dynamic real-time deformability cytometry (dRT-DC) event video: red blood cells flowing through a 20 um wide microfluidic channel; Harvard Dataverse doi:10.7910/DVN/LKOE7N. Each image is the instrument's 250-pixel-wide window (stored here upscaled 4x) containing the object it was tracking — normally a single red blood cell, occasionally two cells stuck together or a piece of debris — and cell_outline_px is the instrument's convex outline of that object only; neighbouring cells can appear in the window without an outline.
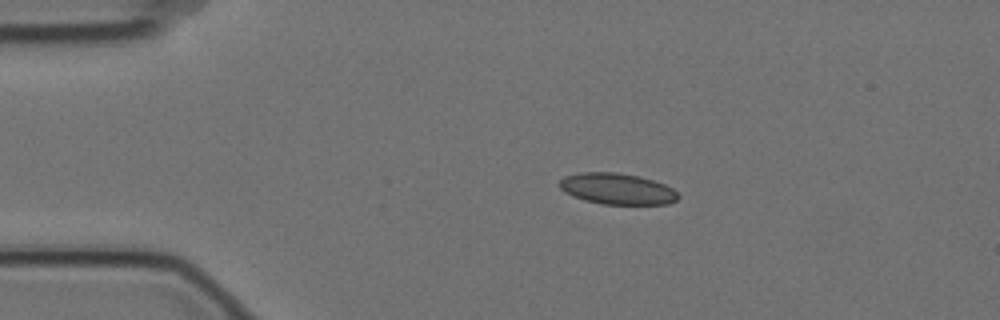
{"species": "Egyptian fruit bat (a non-hibernating species)", "species_latin": "Rousettus aegyptiacus", "temperature_condition": "cold", "stored_images_in_passage": 47, "camera_frame_rate_fps": 3000, "um_per_image_px": 0.085, "animal": {"sex": "female"}, "frame": {"image": 1, "passage_image": 1, "time_ms": 0.0, "image_size_px": [1000, 320], "cell_outline_px": [[680, 196], [676, 200], [668, 204], [604, 204], [584, 200], [572, 196], [564, 192], [560, 188], [560, 180], [564, 176], [580, 172], [616, 172], [640, 176], [664, 184], [672, 188]], "centroid_in_image_um": [52.44, 16.04], "position_along_channel_um": 32.6, "area_um2": 21.56}}
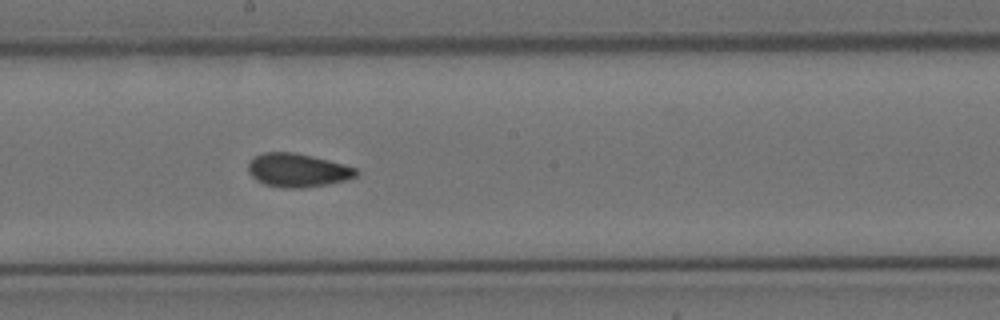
{"frame": {"image": 2, "passage_image": 21, "time_ms": 6.667, "image_size_px": [1000, 320], "cell_outline_px": [[360, 172], [356, 176], [348, 180], [328, 184], [300, 188], [284, 188], [264, 184], [256, 180], [248, 172], [248, 160], [264, 152], [296, 152], [344, 164], [356, 168]], "centroid_in_image_um": [25.3, 14.47], "position_along_channel_um": 222.9, "area_um2": 21.27}}
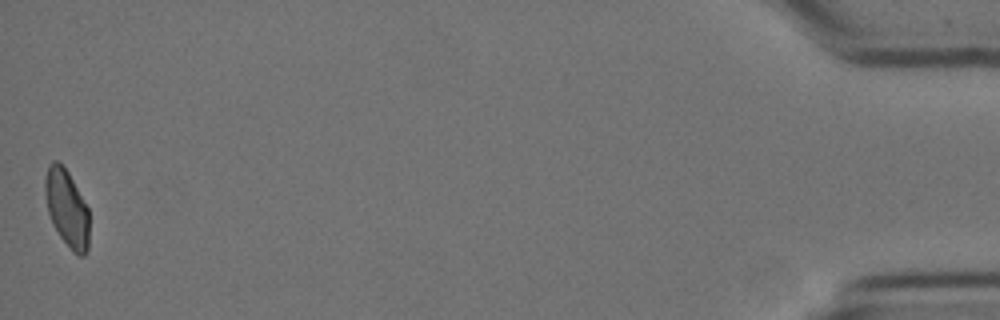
{"frame": {"image": 3, "passage_image": 47, "time_ms": 15.333, "image_size_px": [1000, 320], "cell_outline_px": [[88, 248], [84, 256], [76, 256], [72, 252], [60, 236], [52, 224], [48, 212], [44, 192], [44, 180], [48, 164], [52, 160], [56, 160], [68, 172], [88, 208]], "centroid_in_image_um": [5.66, 17.71], "position_along_channel_um": 429.5, "area_um2": 19.88}, "authors_computed_cell_mechanics": {"area_um2": 21.0392, "velocity_mm_per_s": 3.4888, "shape_relaxation_time_tau1_ms": 6.2134, "shape_relaxation_time_tau2_ms": null, "deformation_change_tau1": 0.1296, "deformation_change_tau2": null}}